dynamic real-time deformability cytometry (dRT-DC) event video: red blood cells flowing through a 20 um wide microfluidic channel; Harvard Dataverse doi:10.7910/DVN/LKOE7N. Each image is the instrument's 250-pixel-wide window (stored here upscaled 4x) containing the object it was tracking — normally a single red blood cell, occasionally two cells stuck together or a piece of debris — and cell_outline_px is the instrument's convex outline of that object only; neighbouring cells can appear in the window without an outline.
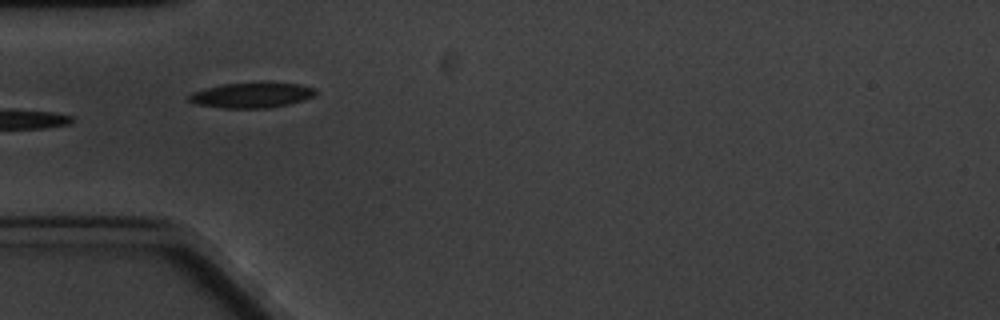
{"species": "common noctule bat (a hibernating species)", "species_latin": "Nyctalus noctula", "temperature_condition": "cold", "stored_images_in_passage": 6, "camera_frame_rate_fps": 3000, "um_per_image_px": 0.085, "animal": {"sex": "male", "body_mass_g": 20.1, "forearm_length_mm": 53.5}, "frame": {"image": 1, "passage_image": 6, "time_ms": 6.0, "image_size_px": [1000, 320], "cell_outline_px": [[316, 92], [312, 96], [304, 100], [288, 104], [268, 108], [224, 108], [196, 104], [188, 100], [188, 96], [192, 92], [204, 88], [224, 84], [260, 80], [268, 80], [296, 84], [316, 88]], "centroid_in_image_um": [21.4, 8.05], "position_along_channel_um": 63.6, "area_um2": 19.25}}